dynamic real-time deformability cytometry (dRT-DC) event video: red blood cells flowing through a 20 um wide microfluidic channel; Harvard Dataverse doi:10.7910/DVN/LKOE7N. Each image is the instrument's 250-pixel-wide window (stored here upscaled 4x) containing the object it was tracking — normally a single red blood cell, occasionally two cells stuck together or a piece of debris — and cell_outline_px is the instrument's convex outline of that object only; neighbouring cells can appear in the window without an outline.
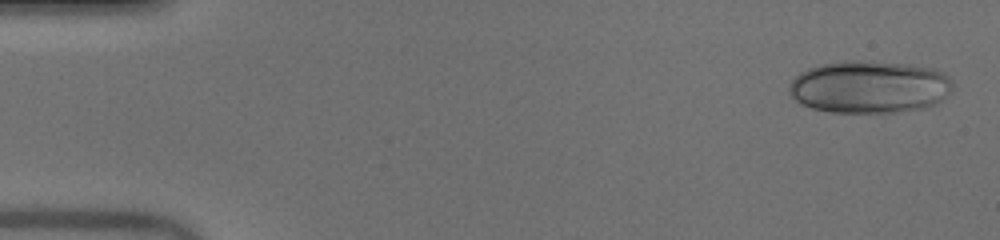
{"species": "human", "species_latin": "Homo sapiens", "temperature_condition": "warm", "stored_images_in_passage": 50, "camera_frame_rate_fps": 3000, "um_per_image_px": 0.085, "donor": {"sex": "male"}, "frame": {"image": 1, "passage_image": 2, "time_ms": 0.333, "image_size_px": [1000, 240], "cell_outline_px": [[952, 88], [948, 96], [936, 104], [924, 108], [896, 112], [828, 112], [812, 108], [796, 100], [788, 92], [788, 84], [800, 72], [808, 68], [820, 64], [844, 60], [852, 60], [904, 64], [932, 68], [944, 72], [952, 80]], "centroid_in_image_um": [73.9, 7.39], "position_along_channel_um": 11.1, "area_um2": 50.23}}
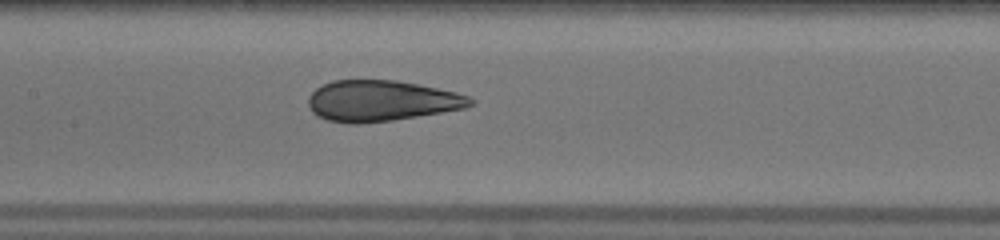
{"frame": {"image": 2, "passage_image": 24, "time_ms": 7.667, "image_size_px": [1000, 240], "cell_outline_px": [[476, 104], [464, 108], [392, 120], [356, 124], [348, 124], [328, 120], [316, 116], [312, 112], [308, 104], [308, 96], [316, 88], [332, 80], [396, 80], [456, 92], [468, 96], [476, 100]], "centroid_in_image_um": [32.39, 8.57], "position_along_channel_um": 175.0, "area_um2": 38.55}}
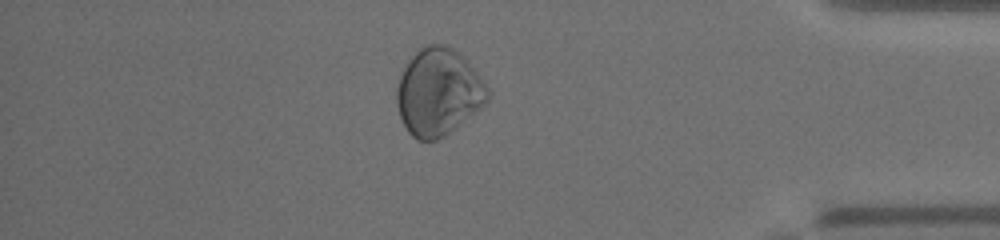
{"frame": {"image": 3, "passage_image": 43, "time_ms": 14.0, "image_size_px": [1000, 240], "cell_outline_px": [[488, 100], [484, 104], [456, 128], [444, 136], [436, 140], [416, 140], [408, 132], [400, 116], [396, 104], [396, 88], [400, 76], [408, 60], [420, 48], [428, 44], [448, 44], [480, 76], [488, 92]], "centroid_in_image_um": [37.22, 7.84], "position_along_channel_um": 398.0, "area_um2": 45.55}, "authors_computed_cell_mechanics": {"area_um2": 42.5408, "velocity_mm_per_s": 4.0464, "shape_relaxation_time_tau1_ms": null, "shape_relaxation_time_tau2_ms": 0.7746, "deformation_change_tau1": null, "deformation_change_tau2": 0.0385}}